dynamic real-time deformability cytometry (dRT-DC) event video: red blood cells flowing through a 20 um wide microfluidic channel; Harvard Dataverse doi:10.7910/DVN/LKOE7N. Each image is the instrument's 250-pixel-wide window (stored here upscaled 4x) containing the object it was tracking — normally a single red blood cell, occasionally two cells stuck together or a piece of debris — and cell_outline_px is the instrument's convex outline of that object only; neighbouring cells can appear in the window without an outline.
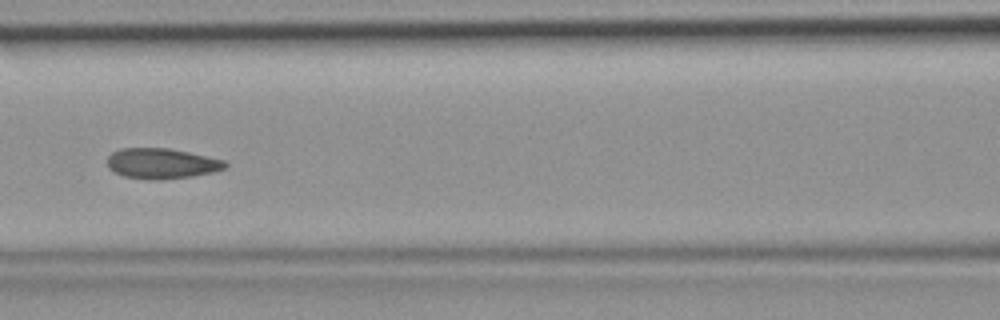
{"species": "common noctule bat (a hibernating species)", "species_latin": "Nyctalus noctula", "temperature_condition": "room temperature", "stored_images_in_passage": 28, "camera_frame_rate_fps": 3000, "um_per_image_px": 0.085, "animal": {"sex": "female", "body_mass_g": 19.9}, "frame": {"image": 1, "passage_image": 9, "time_ms": 2.667, "image_size_px": [1000, 320], "cell_outline_px": [[228, 164], [224, 168], [212, 172], [192, 176], [160, 180], [156, 180], [124, 176], [108, 168], [108, 156], [112, 152], [120, 148], [168, 148], [188, 152], [224, 160]], "centroid_in_image_um": [13.72, 13.89], "position_along_channel_um": 152.9, "area_um2": 20.69}}